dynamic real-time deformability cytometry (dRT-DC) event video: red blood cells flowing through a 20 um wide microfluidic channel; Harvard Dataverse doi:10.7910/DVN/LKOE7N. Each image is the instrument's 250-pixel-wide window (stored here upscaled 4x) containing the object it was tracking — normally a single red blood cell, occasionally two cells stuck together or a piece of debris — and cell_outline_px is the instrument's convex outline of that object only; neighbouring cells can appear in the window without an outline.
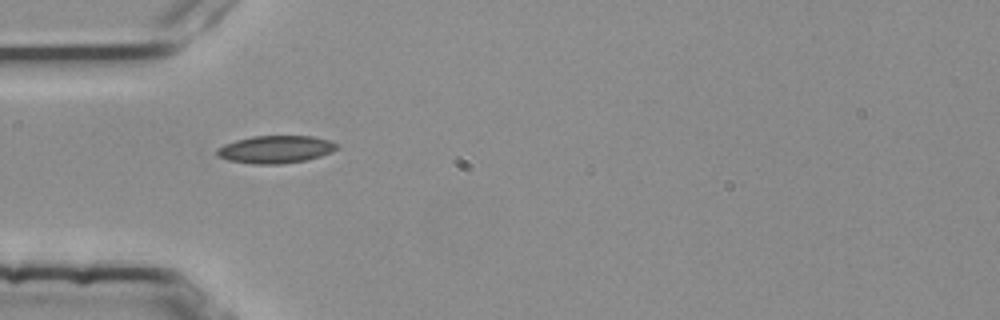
{"species": "common noctule bat (a hibernating species)", "species_latin": "Nyctalus noctula", "temperature_condition": "room temperature", "stored_images_in_passage": 3, "camera_frame_rate_fps": 3000, "um_per_image_px": 0.085, "animal": {"sex": "female", "body_mass_g": 25.1}, "frame": {"image": 1, "passage_image": 1, "time_ms": 0.0, "image_size_px": [1000, 320], "cell_outline_px": [[336, 148], [332, 152], [308, 160], [280, 164], [256, 164], [228, 160], [216, 156], [216, 148], [224, 144], [236, 140], [252, 136], [312, 136], [328, 140], [336, 144]], "centroid_in_image_um": [23.38, 12.7], "position_along_channel_um": 61.6, "area_um2": 19.25}}